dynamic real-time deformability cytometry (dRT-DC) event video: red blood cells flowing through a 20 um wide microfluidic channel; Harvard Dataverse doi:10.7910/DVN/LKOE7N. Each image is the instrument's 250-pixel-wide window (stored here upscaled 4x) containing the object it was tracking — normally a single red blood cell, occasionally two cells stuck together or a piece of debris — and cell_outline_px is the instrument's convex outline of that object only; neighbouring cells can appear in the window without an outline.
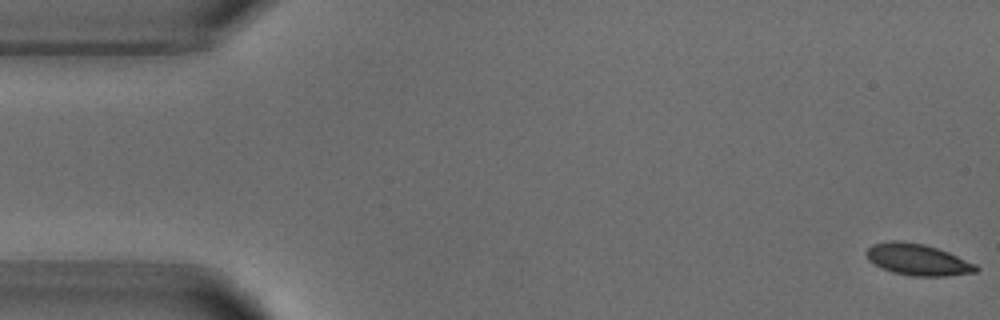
{"species": "common noctule bat (a hibernating species)", "species_latin": "Nyctalus noctula", "temperature_condition": "warm", "stored_images_in_passage": 53, "camera_frame_rate_fps": 3000, "um_per_image_px": 0.085, "animal": {"sex": "male", "body_mass_g": 18.8}, "frame": {"image": 1, "passage_image": 1, "time_ms": 0.0, "image_size_px": [1000, 320], "cell_outline_px": [[980, 268], [976, 272], [944, 276], [912, 276], [892, 272], [868, 260], [864, 252], [872, 244], [888, 240], [900, 240], [924, 244], [948, 252], [976, 264]], "centroid_in_image_um": [77.98, 22.05], "position_along_channel_um": 7.0, "area_um2": 20.11}}
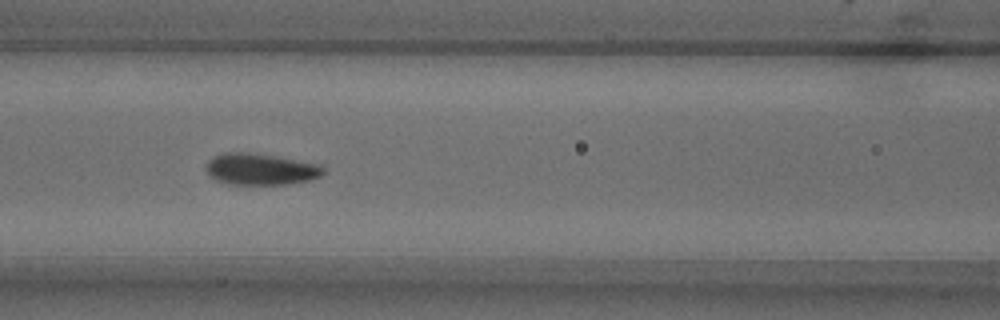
{"frame": {"image": 2, "passage_image": 22, "time_ms": 7.0, "image_size_px": [1000, 320], "cell_outline_px": [[324, 172], [320, 176], [308, 180], [292, 184], [228, 184], [216, 180], [208, 176], [204, 168], [208, 160], [216, 156], [228, 152], [248, 152], [320, 164], [324, 168]], "centroid_in_image_um": [22.11, 14.39], "position_along_channel_um": 144.5, "area_um2": 21.44}}
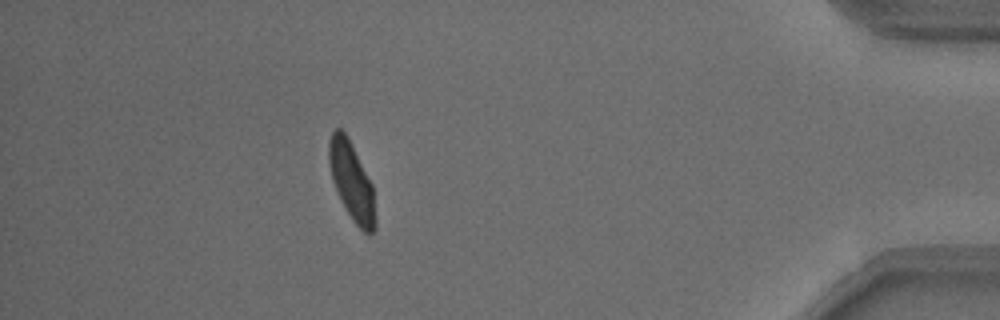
{"frame": {"image": 3, "passage_image": 47, "time_ms": 15.333, "image_size_px": [1000, 320], "cell_outline_px": [[376, 228], [368, 236], [352, 220], [332, 180], [328, 160], [328, 140], [332, 132], [336, 128], [340, 128], [348, 136], [372, 184], [376, 220]], "centroid_in_image_um": [29.89, 15.39], "position_along_channel_um": 405.3, "area_um2": 20.98}, "authors_computed_cell_mechanics": {"area_um2": 21.2704, "velocity_mm_per_s": 3.7807, "shape_relaxation_time_tau1_ms": 2.4964, "shape_relaxation_time_tau2_ms": null, "deformation_change_tau1": 0.1221, "deformation_change_tau2": null}}